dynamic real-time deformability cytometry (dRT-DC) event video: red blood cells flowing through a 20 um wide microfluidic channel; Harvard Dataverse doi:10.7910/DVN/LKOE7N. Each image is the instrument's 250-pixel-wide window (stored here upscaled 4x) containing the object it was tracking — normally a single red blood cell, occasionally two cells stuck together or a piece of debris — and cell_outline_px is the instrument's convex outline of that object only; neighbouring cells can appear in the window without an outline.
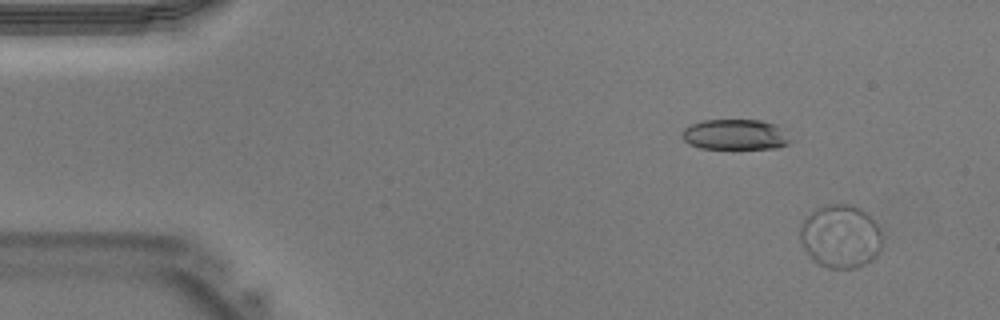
{"species": "Egyptian fruit bat (a non-hibernating species)", "species_latin": "Rousettus aegyptiacus", "temperature_condition": "warm", "stored_images_in_passage": 41, "camera_frame_rate_fps": 3000, "um_per_image_px": 0.085, "animal": {"sex": "male"}, "frame": {"image": 1, "passage_image": 3, "time_ms": 0.667, "image_size_px": [1000, 320], "cell_outline_px": [[880, 248], [876, 256], [872, 260], [856, 268], [828, 268], [812, 260], [804, 248], [800, 240], [800, 224], [816, 208], [824, 204], [852, 204], [864, 212], [880, 228]], "centroid_in_image_um": [71.41, 20.09], "position_along_channel_um": 13.6, "area_um2": 30.11}}
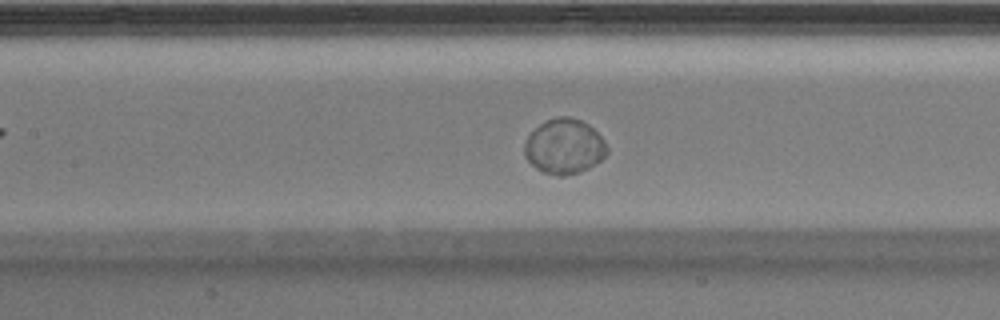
{"frame": {"image": 2, "passage_image": 19, "time_ms": 6.0, "image_size_px": [1000, 320], "cell_outline_px": [[608, 152], [600, 160], [588, 168], [564, 176], [556, 176], [544, 172], [536, 168], [524, 156], [524, 144], [528, 136], [540, 124], [556, 116], [568, 116], [580, 120], [588, 124], [604, 140], [608, 148]], "centroid_in_image_um": [47.95, 12.44], "position_along_channel_um": 159.4, "area_um2": 26.24}}
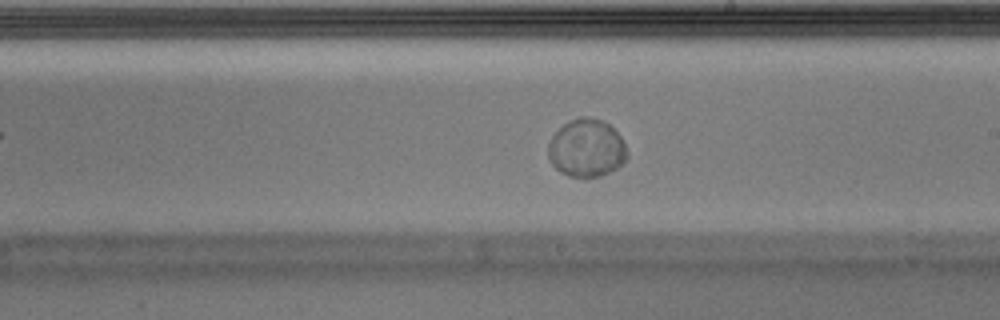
{"frame": {"image": 3, "passage_image": 24, "time_ms": 7.667, "image_size_px": [1000, 320], "cell_outline_px": [[628, 156], [616, 168], [600, 176], [584, 180], [568, 176], [560, 172], [548, 160], [548, 144], [552, 136], [564, 124], [572, 120], [584, 116], [600, 120], [608, 124], [620, 136], [628, 152]], "centroid_in_image_um": [49.83, 12.64], "position_along_channel_um": 239.2, "area_um2": 26.65}}